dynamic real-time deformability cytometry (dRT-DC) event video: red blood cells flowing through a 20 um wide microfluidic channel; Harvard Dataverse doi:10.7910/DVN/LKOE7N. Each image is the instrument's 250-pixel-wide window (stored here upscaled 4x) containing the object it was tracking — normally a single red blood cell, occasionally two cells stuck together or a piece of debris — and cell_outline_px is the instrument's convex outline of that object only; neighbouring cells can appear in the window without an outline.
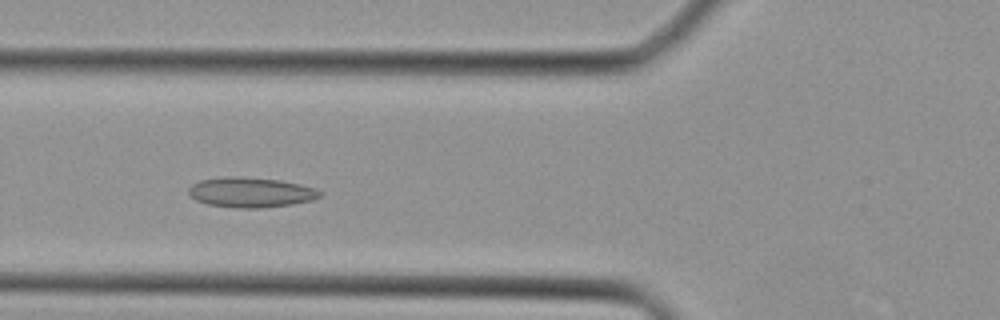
{"species": "Egyptian fruit bat (a non-hibernating species)", "species_latin": "Rousettus aegyptiacus", "temperature_condition": "cold", "stored_images_in_passage": 35, "camera_frame_rate_fps": 3000, "um_per_image_px": 0.085, "animal": {"sex": "female"}, "frame": {"image": 1, "passage_image": 11, "time_ms": 3.333, "image_size_px": [1000, 320], "cell_outline_px": [[324, 192], [320, 196], [312, 200], [292, 204], [260, 208], [236, 208], [208, 204], [196, 200], [188, 192], [188, 188], [192, 184], [200, 180], [228, 176], [236, 176], [280, 180], [300, 184], [316, 188]], "centroid_in_image_um": [21.33, 16.34], "position_along_channel_um": 104.5, "area_um2": 23.0}}
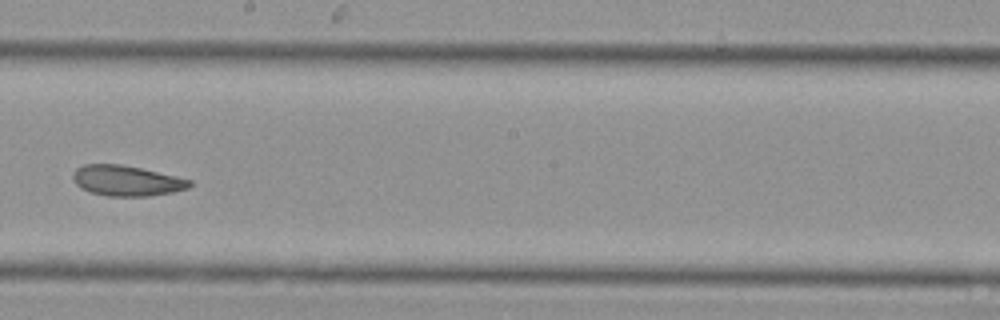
{"frame": {"image": 2, "passage_image": 19, "time_ms": 6.0, "image_size_px": [1000, 320], "cell_outline_px": [[192, 184], [188, 188], [172, 192], [148, 196], [108, 196], [92, 192], [80, 188], [76, 184], [72, 176], [72, 172], [76, 168], [84, 164], [120, 164], [140, 168], [176, 176], [192, 180]], "centroid_in_image_um": [10.74, 15.35], "position_along_channel_um": 237.5, "area_um2": 20.63}}
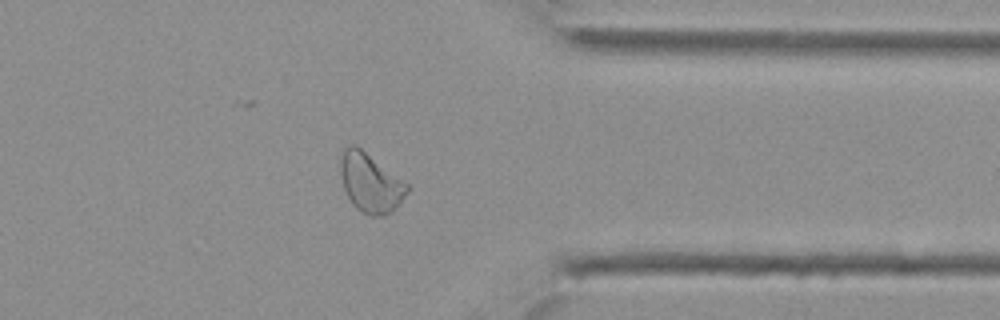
{"frame": {"image": 3, "passage_image": 28, "time_ms": 9.0, "image_size_px": [1000, 320], "cell_outline_px": [[408, 192], [392, 212], [384, 216], [372, 216], [356, 208], [352, 204], [344, 188], [340, 172], [340, 164], [344, 148], [352, 144], [360, 148], [408, 184]], "centroid_in_image_um": [31.48, 15.56], "position_along_channel_um": 379.9, "area_um2": 22.48}}